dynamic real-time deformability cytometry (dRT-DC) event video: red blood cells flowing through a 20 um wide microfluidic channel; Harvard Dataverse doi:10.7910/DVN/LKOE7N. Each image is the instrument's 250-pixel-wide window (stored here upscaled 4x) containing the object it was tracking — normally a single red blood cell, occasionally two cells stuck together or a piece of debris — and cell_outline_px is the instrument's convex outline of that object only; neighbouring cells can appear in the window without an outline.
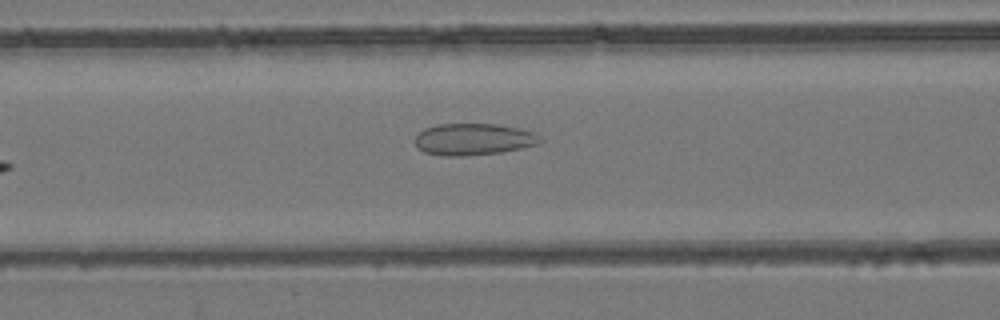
{"species": "common noctule bat (a hibernating species)", "species_latin": "Nyctalus noctula", "temperature_condition": "room temperature", "stored_images_in_passage": 34, "camera_frame_rate_fps": 3000, "um_per_image_px": 0.085, "animal": {"sex": "female", "body_mass_g": 24.6, "forearm_length_mm": 56.2}, "frame": {"image": 1, "passage_image": 5, "time_ms": 1.333, "image_size_px": [1000, 320], "cell_outline_px": [[544, 140], [540, 144], [500, 152], [464, 156], [440, 156], [424, 152], [416, 148], [416, 136], [424, 128], [436, 124], [500, 124], [520, 128], [536, 132]], "centroid_in_image_um": [40.27, 11.83], "position_along_channel_um": 126.3, "area_um2": 23.47}}
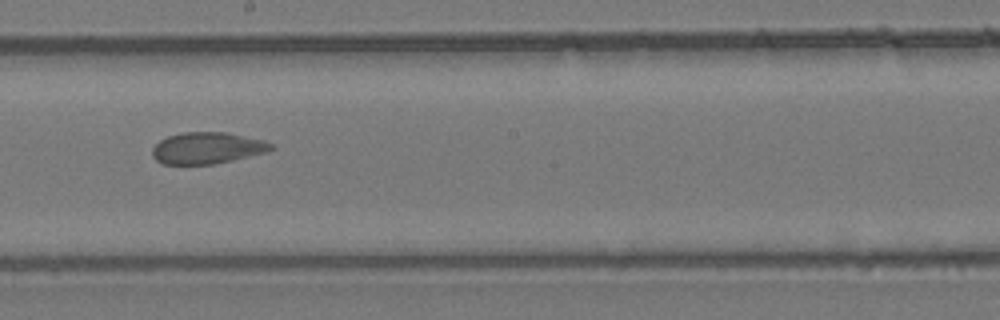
{"frame": {"image": 2, "passage_image": 13, "time_ms": 4.0, "image_size_px": [1000, 320], "cell_outline_px": [[276, 148], [268, 152], [232, 160], [212, 164], [164, 164], [156, 160], [152, 156], [152, 148], [160, 140], [168, 136], [184, 132], [228, 132], [264, 140], [272, 144]], "centroid_in_image_um": [17.64, 12.58], "position_along_channel_um": 230.6, "area_um2": 21.91}}
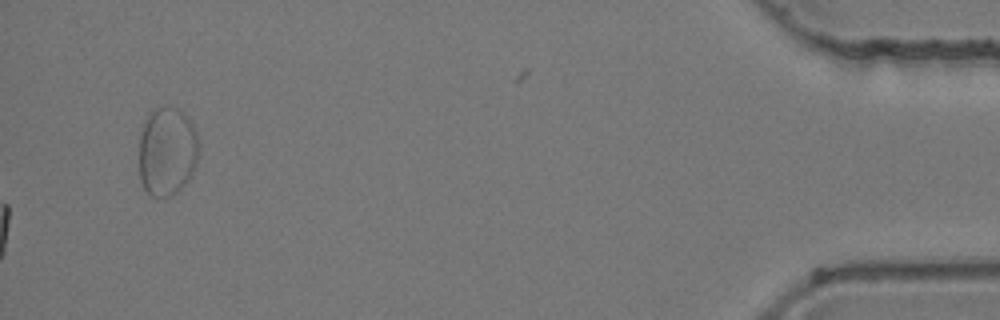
{"frame": {"image": 3, "passage_image": 34, "time_ms": 11.0, "image_size_px": [1000, 320], "cell_outline_px": [[196, 164], [192, 172], [184, 184], [176, 192], [168, 196], [152, 196], [144, 188], [140, 180], [140, 136], [148, 112], [152, 108], [180, 108], [192, 124], [196, 132]], "centroid_in_image_um": [14.17, 12.85], "position_along_channel_um": 421.0, "area_um2": 30.35}}